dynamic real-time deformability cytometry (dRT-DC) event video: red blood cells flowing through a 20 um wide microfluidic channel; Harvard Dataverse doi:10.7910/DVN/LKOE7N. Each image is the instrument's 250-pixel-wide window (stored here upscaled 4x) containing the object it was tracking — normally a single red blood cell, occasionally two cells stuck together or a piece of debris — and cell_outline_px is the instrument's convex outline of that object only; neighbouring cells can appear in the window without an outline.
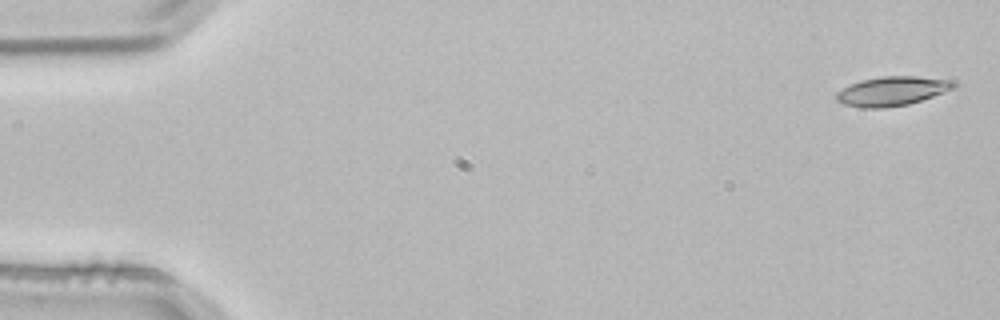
{"species": "common noctule bat (a hibernating species)", "species_latin": "Nyctalus noctula", "temperature_condition": "room temperature", "stored_images_in_passage": 4, "camera_frame_rate_fps": 3000, "um_per_image_px": 0.085, "animal": {"sex": "male", "body_mass_g": 21.5, "forearm_length_mm": 52.0}, "frame": {"image": 1, "passage_image": 1, "time_ms": 0.0, "image_size_px": [1000, 320], "cell_outline_px": [[956, 88], [908, 104], [884, 108], [860, 108], [844, 104], [836, 100], [836, 92], [860, 80], [884, 76], [916, 76], [956, 80]], "centroid_in_image_um": [75.85, 7.74], "position_along_channel_um": 9.1, "area_um2": 20.0}}
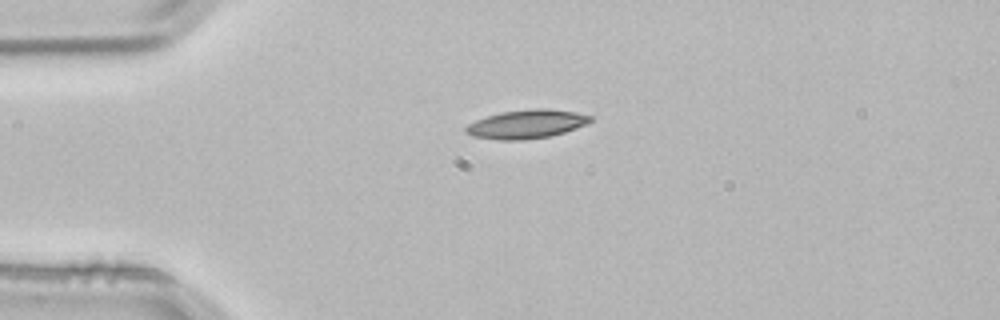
{"frame": {"image": 2, "passage_image": 3, "time_ms": 0.667, "image_size_px": [1000, 320], "cell_outline_px": [[592, 120], [588, 124], [552, 136], [524, 140], [496, 140], [472, 136], [464, 132], [464, 128], [468, 124], [476, 120], [500, 112], [532, 108], [548, 108], [576, 112], [592, 116]], "centroid_in_image_um": [44.76, 10.55], "position_along_channel_um": 40.2, "area_um2": 21.1}}